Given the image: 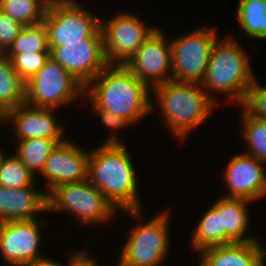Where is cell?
Instances as JSON below:
<instances>
[{"label": "cell", "instance_id": "obj_23", "mask_svg": "<svg viewBox=\"0 0 266 266\" xmlns=\"http://www.w3.org/2000/svg\"><path fill=\"white\" fill-rule=\"evenodd\" d=\"M191 238V248L197 254L207 247L221 245L220 214L213 206L197 222Z\"/></svg>", "mask_w": 266, "mask_h": 266}, {"label": "cell", "instance_id": "obj_34", "mask_svg": "<svg viewBox=\"0 0 266 266\" xmlns=\"http://www.w3.org/2000/svg\"><path fill=\"white\" fill-rule=\"evenodd\" d=\"M47 8L55 1H76V0H40Z\"/></svg>", "mask_w": 266, "mask_h": 266}, {"label": "cell", "instance_id": "obj_1", "mask_svg": "<svg viewBox=\"0 0 266 266\" xmlns=\"http://www.w3.org/2000/svg\"><path fill=\"white\" fill-rule=\"evenodd\" d=\"M151 95L125 65H108L85 87L83 97L90 109L111 111L131 127L152 113Z\"/></svg>", "mask_w": 266, "mask_h": 266}, {"label": "cell", "instance_id": "obj_9", "mask_svg": "<svg viewBox=\"0 0 266 266\" xmlns=\"http://www.w3.org/2000/svg\"><path fill=\"white\" fill-rule=\"evenodd\" d=\"M100 20L77 0L55 1L46 9L43 19L48 46L90 39L100 30Z\"/></svg>", "mask_w": 266, "mask_h": 266}, {"label": "cell", "instance_id": "obj_18", "mask_svg": "<svg viewBox=\"0 0 266 266\" xmlns=\"http://www.w3.org/2000/svg\"><path fill=\"white\" fill-rule=\"evenodd\" d=\"M199 266H265L264 245L258 240L207 247L198 254Z\"/></svg>", "mask_w": 266, "mask_h": 266}, {"label": "cell", "instance_id": "obj_14", "mask_svg": "<svg viewBox=\"0 0 266 266\" xmlns=\"http://www.w3.org/2000/svg\"><path fill=\"white\" fill-rule=\"evenodd\" d=\"M71 141L56 144L39 174L46 181L43 186L47 195L58 186L88 179L90 150Z\"/></svg>", "mask_w": 266, "mask_h": 266}, {"label": "cell", "instance_id": "obj_32", "mask_svg": "<svg viewBox=\"0 0 266 266\" xmlns=\"http://www.w3.org/2000/svg\"><path fill=\"white\" fill-rule=\"evenodd\" d=\"M73 253L69 254L66 266H98L97 258H94L89 251L81 250Z\"/></svg>", "mask_w": 266, "mask_h": 266}, {"label": "cell", "instance_id": "obj_20", "mask_svg": "<svg viewBox=\"0 0 266 266\" xmlns=\"http://www.w3.org/2000/svg\"><path fill=\"white\" fill-rule=\"evenodd\" d=\"M25 82L13 68L11 60L0 53V118L25 103Z\"/></svg>", "mask_w": 266, "mask_h": 266}, {"label": "cell", "instance_id": "obj_3", "mask_svg": "<svg viewBox=\"0 0 266 266\" xmlns=\"http://www.w3.org/2000/svg\"><path fill=\"white\" fill-rule=\"evenodd\" d=\"M152 96V99L155 98V102H151L152 112L158 106L171 134L180 142L186 140L196 127L210 118L214 106L217 107L218 104L201 84L174 80L155 87Z\"/></svg>", "mask_w": 266, "mask_h": 266}, {"label": "cell", "instance_id": "obj_7", "mask_svg": "<svg viewBox=\"0 0 266 266\" xmlns=\"http://www.w3.org/2000/svg\"><path fill=\"white\" fill-rule=\"evenodd\" d=\"M218 39L217 27L210 25L170 39L172 80L201 84Z\"/></svg>", "mask_w": 266, "mask_h": 266}, {"label": "cell", "instance_id": "obj_24", "mask_svg": "<svg viewBox=\"0 0 266 266\" xmlns=\"http://www.w3.org/2000/svg\"><path fill=\"white\" fill-rule=\"evenodd\" d=\"M37 176L21 162L20 158L13 152L10 155L3 154L0 159V185L7 188H24L36 185ZM36 182V183H35Z\"/></svg>", "mask_w": 266, "mask_h": 266}, {"label": "cell", "instance_id": "obj_13", "mask_svg": "<svg viewBox=\"0 0 266 266\" xmlns=\"http://www.w3.org/2000/svg\"><path fill=\"white\" fill-rule=\"evenodd\" d=\"M44 224L39 218L0 223V258L5 265L24 266L44 256L40 253Z\"/></svg>", "mask_w": 266, "mask_h": 266}, {"label": "cell", "instance_id": "obj_2", "mask_svg": "<svg viewBox=\"0 0 266 266\" xmlns=\"http://www.w3.org/2000/svg\"><path fill=\"white\" fill-rule=\"evenodd\" d=\"M126 144H101L90 150L88 179L118 209H143L136 168Z\"/></svg>", "mask_w": 266, "mask_h": 266}, {"label": "cell", "instance_id": "obj_21", "mask_svg": "<svg viewBox=\"0 0 266 266\" xmlns=\"http://www.w3.org/2000/svg\"><path fill=\"white\" fill-rule=\"evenodd\" d=\"M237 21L251 38L266 39V0H239Z\"/></svg>", "mask_w": 266, "mask_h": 266}, {"label": "cell", "instance_id": "obj_12", "mask_svg": "<svg viewBox=\"0 0 266 266\" xmlns=\"http://www.w3.org/2000/svg\"><path fill=\"white\" fill-rule=\"evenodd\" d=\"M158 28L125 64L151 91L172 80L170 41Z\"/></svg>", "mask_w": 266, "mask_h": 266}, {"label": "cell", "instance_id": "obj_16", "mask_svg": "<svg viewBox=\"0 0 266 266\" xmlns=\"http://www.w3.org/2000/svg\"><path fill=\"white\" fill-rule=\"evenodd\" d=\"M260 160L242 152L229 160L224 170L227 198L256 201L266 197V166Z\"/></svg>", "mask_w": 266, "mask_h": 266}, {"label": "cell", "instance_id": "obj_10", "mask_svg": "<svg viewBox=\"0 0 266 266\" xmlns=\"http://www.w3.org/2000/svg\"><path fill=\"white\" fill-rule=\"evenodd\" d=\"M116 15L108 22L100 20L104 53L109 65H125L158 27L128 12Z\"/></svg>", "mask_w": 266, "mask_h": 266}, {"label": "cell", "instance_id": "obj_31", "mask_svg": "<svg viewBox=\"0 0 266 266\" xmlns=\"http://www.w3.org/2000/svg\"><path fill=\"white\" fill-rule=\"evenodd\" d=\"M23 25L12 17L0 13V52L4 53L17 38Z\"/></svg>", "mask_w": 266, "mask_h": 266}, {"label": "cell", "instance_id": "obj_33", "mask_svg": "<svg viewBox=\"0 0 266 266\" xmlns=\"http://www.w3.org/2000/svg\"><path fill=\"white\" fill-rule=\"evenodd\" d=\"M24 266H66L63 265V262H58L55 259L48 258L47 256H43L35 259L34 261L25 264Z\"/></svg>", "mask_w": 266, "mask_h": 266}, {"label": "cell", "instance_id": "obj_11", "mask_svg": "<svg viewBox=\"0 0 266 266\" xmlns=\"http://www.w3.org/2000/svg\"><path fill=\"white\" fill-rule=\"evenodd\" d=\"M48 47L50 57L84 87L109 65L104 53L101 30L83 42L63 43V46Z\"/></svg>", "mask_w": 266, "mask_h": 266}, {"label": "cell", "instance_id": "obj_28", "mask_svg": "<svg viewBox=\"0 0 266 266\" xmlns=\"http://www.w3.org/2000/svg\"><path fill=\"white\" fill-rule=\"evenodd\" d=\"M4 54L11 60L13 68L24 82L35 75L50 58V52Z\"/></svg>", "mask_w": 266, "mask_h": 266}, {"label": "cell", "instance_id": "obj_29", "mask_svg": "<svg viewBox=\"0 0 266 266\" xmlns=\"http://www.w3.org/2000/svg\"><path fill=\"white\" fill-rule=\"evenodd\" d=\"M240 108L247 116L257 120H266V85H260L258 81L246 90L240 103Z\"/></svg>", "mask_w": 266, "mask_h": 266}, {"label": "cell", "instance_id": "obj_8", "mask_svg": "<svg viewBox=\"0 0 266 266\" xmlns=\"http://www.w3.org/2000/svg\"><path fill=\"white\" fill-rule=\"evenodd\" d=\"M25 102L34 107H64L84 96L85 87L50 57L44 66L25 82ZM75 99V100H74Z\"/></svg>", "mask_w": 266, "mask_h": 266}, {"label": "cell", "instance_id": "obj_5", "mask_svg": "<svg viewBox=\"0 0 266 266\" xmlns=\"http://www.w3.org/2000/svg\"><path fill=\"white\" fill-rule=\"evenodd\" d=\"M123 212L133 217L138 224L129 230L128 239L121 248L117 266L163 265L165 258L169 255L171 244L170 211H161L148 222H141L145 219L144 208Z\"/></svg>", "mask_w": 266, "mask_h": 266}, {"label": "cell", "instance_id": "obj_30", "mask_svg": "<svg viewBox=\"0 0 266 266\" xmlns=\"http://www.w3.org/2000/svg\"><path fill=\"white\" fill-rule=\"evenodd\" d=\"M94 113L95 116L100 117L101 123L109 127V129L113 130L111 135L107 138H105L103 144H123V140L121 139V136L119 131L121 128H125L127 126L130 127V125L124 121L122 118L114 115L111 111L104 110V109H89ZM119 130V131H118ZM118 131V132H117Z\"/></svg>", "mask_w": 266, "mask_h": 266}, {"label": "cell", "instance_id": "obj_22", "mask_svg": "<svg viewBox=\"0 0 266 266\" xmlns=\"http://www.w3.org/2000/svg\"><path fill=\"white\" fill-rule=\"evenodd\" d=\"M56 144L54 140L47 138H30L17 141L14 153L34 176H38Z\"/></svg>", "mask_w": 266, "mask_h": 266}, {"label": "cell", "instance_id": "obj_25", "mask_svg": "<svg viewBox=\"0 0 266 266\" xmlns=\"http://www.w3.org/2000/svg\"><path fill=\"white\" fill-rule=\"evenodd\" d=\"M241 134L249 148L245 153L266 164V120L250 118L241 111Z\"/></svg>", "mask_w": 266, "mask_h": 266}, {"label": "cell", "instance_id": "obj_27", "mask_svg": "<svg viewBox=\"0 0 266 266\" xmlns=\"http://www.w3.org/2000/svg\"><path fill=\"white\" fill-rule=\"evenodd\" d=\"M50 52L47 30L43 22L37 25L24 26L17 38L4 53Z\"/></svg>", "mask_w": 266, "mask_h": 266}, {"label": "cell", "instance_id": "obj_19", "mask_svg": "<svg viewBox=\"0 0 266 266\" xmlns=\"http://www.w3.org/2000/svg\"><path fill=\"white\" fill-rule=\"evenodd\" d=\"M217 199L212 206L220 214L221 245L258 240V237L246 234L250 224L249 207L247 206L253 201L223 196Z\"/></svg>", "mask_w": 266, "mask_h": 266}, {"label": "cell", "instance_id": "obj_15", "mask_svg": "<svg viewBox=\"0 0 266 266\" xmlns=\"http://www.w3.org/2000/svg\"><path fill=\"white\" fill-rule=\"evenodd\" d=\"M9 122L13 124L16 141L47 138L58 144L67 139L63 138L64 128L61 123L58 124L56 109L34 107L25 102L0 118L1 124Z\"/></svg>", "mask_w": 266, "mask_h": 266}, {"label": "cell", "instance_id": "obj_36", "mask_svg": "<svg viewBox=\"0 0 266 266\" xmlns=\"http://www.w3.org/2000/svg\"><path fill=\"white\" fill-rule=\"evenodd\" d=\"M2 12V0H0V13Z\"/></svg>", "mask_w": 266, "mask_h": 266}, {"label": "cell", "instance_id": "obj_35", "mask_svg": "<svg viewBox=\"0 0 266 266\" xmlns=\"http://www.w3.org/2000/svg\"><path fill=\"white\" fill-rule=\"evenodd\" d=\"M5 153V151L3 149L0 148V159L3 156V154Z\"/></svg>", "mask_w": 266, "mask_h": 266}, {"label": "cell", "instance_id": "obj_17", "mask_svg": "<svg viewBox=\"0 0 266 266\" xmlns=\"http://www.w3.org/2000/svg\"><path fill=\"white\" fill-rule=\"evenodd\" d=\"M48 213L47 193L35 185L24 188H7L0 185V223L32 220L39 213Z\"/></svg>", "mask_w": 266, "mask_h": 266}, {"label": "cell", "instance_id": "obj_6", "mask_svg": "<svg viewBox=\"0 0 266 266\" xmlns=\"http://www.w3.org/2000/svg\"><path fill=\"white\" fill-rule=\"evenodd\" d=\"M47 198L49 213H68L81 224L92 226L108 223L117 212L119 213L112 202L89 180L58 186Z\"/></svg>", "mask_w": 266, "mask_h": 266}, {"label": "cell", "instance_id": "obj_4", "mask_svg": "<svg viewBox=\"0 0 266 266\" xmlns=\"http://www.w3.org/2000/svg\"><path fill=\"white\" fill-rule=\"evenodd\" d=\"M221 39L213 47L201 85L216 103L219 101L216 97L219 93L227 95L228 102L239 105L256 77L246 49L232 35Z\"/></svg>", "mask_w": 266, "mask_h": 266}, {"label": "cell", "instance_id": "obj_26", "mask_svg": "<svg viewBox=\"0 0 266 266\" xmlns=\"http://www.w3.org/2000/svg\"><path fill=\"white\" fill-rule=\"evenodd\" d=\"M47 7L40 0H2V13L17 20L23 26L43 22Z\"/></svg>", "mask_w": 266, "mask_h": 266}]
</instances>
